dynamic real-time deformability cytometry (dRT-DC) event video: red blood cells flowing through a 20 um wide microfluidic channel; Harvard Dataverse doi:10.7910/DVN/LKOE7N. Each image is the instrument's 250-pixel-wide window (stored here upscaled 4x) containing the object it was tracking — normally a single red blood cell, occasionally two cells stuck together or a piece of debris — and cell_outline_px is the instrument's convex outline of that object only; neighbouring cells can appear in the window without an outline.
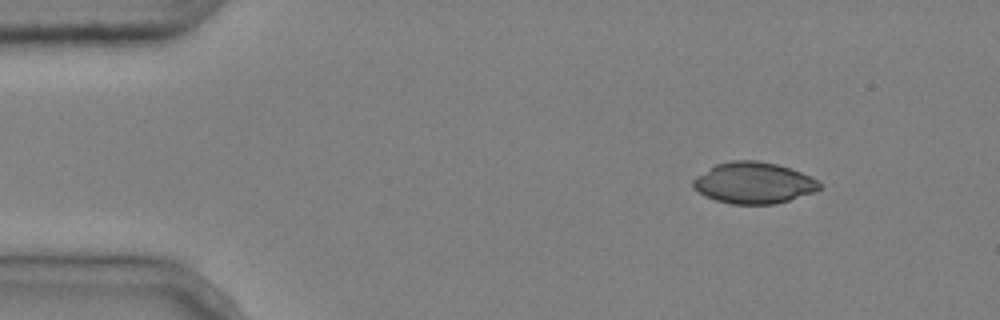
{"species": "common noctule bat (a hibernating species)", "species_latin": "Nyctalus noctula", "temperature_condition": "cold", "stored_images_in_passage": 6, "camera_frame_rate_fps": 3000, "um_per_image_px": 0.085, "animal": {"sex": "male", "body_mass_g": 20.4}, "frame": {"image": 1, "passage_image": 1, "time_ms": 0.0, "image_size_px": [1000, 320], "cell_outline_px": [[824, 184], [816, 192], [776, 204], [732, 204], [716, 200], [704, 196], [692, 188], [692, 180], [696, 176], [716, 164], [732, 160], [756, 160], [776, 164], [800, 172]], "centroid_in_image_um": [64.04, 15.55], "position_along_channel_um": 21.0, "area_um2": 30.52}}